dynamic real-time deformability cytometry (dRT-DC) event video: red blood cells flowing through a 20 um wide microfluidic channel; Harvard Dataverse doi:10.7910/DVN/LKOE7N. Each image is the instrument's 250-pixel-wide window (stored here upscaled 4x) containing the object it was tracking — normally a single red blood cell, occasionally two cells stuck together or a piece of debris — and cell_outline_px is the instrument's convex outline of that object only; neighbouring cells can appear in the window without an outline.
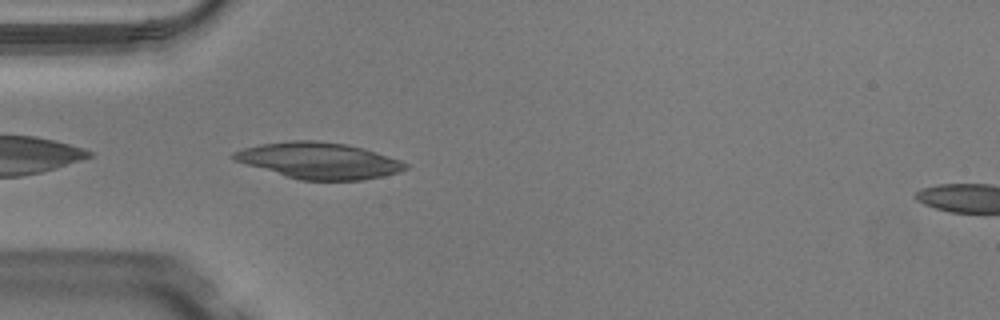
{"species": "Egyptian fruit bat (a non-hibernating species)", "species_latin": "Rousettus aegyptiacus", "temperature_condition": "warm", "stored_images_in_passage": 31, "camera_frame_rate_fps": 3000, "um_per_image_px": 0.085, "animal": {"sex": "male"}, "frame": {"image": 1, "passage_image": 2, "time_ms": 0.333, "image_size_px": [1000, 320], "cell_outline_px": [[408, 168], [400, 172], [360, 180], [300, 180], [232, 160], [232, 152], [244, 148], [260, 144], [288, 140], [316, 140], [348, 144], [364, 148], [400, 160], [408, 164]], "centroid_in_image_um": [27.1, 13.64], "position_along_channel_um": 57.9, "area_um2": 36.18}}
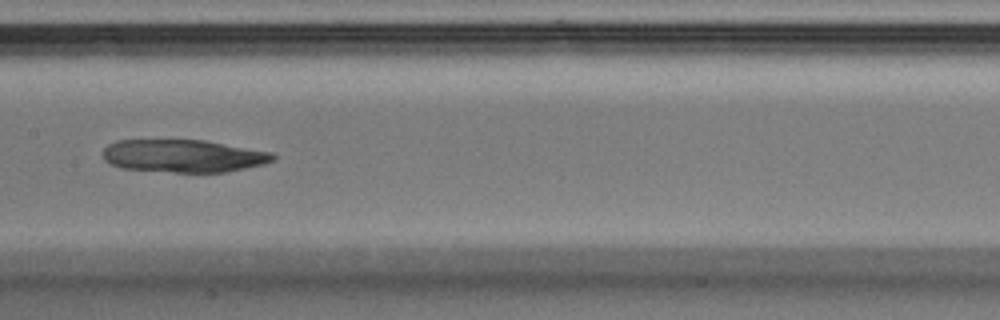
{"frame": {"image": 2, "passage_image": 12, "time_ms": 3.667, "image_size_px": [1000, 320], "cell_outline_px": [[276, 156], [272, 160], [264, 164], [224, 172], [176, 172], [120, 168], [104, 160], [104, 148], [108, 144], [116, 140], [204, 140], [272, 152]], "centroid_in_image_um": [15.57, 13.25], "position_along_channel_um": 191.8, "area_um2": 32.25}}
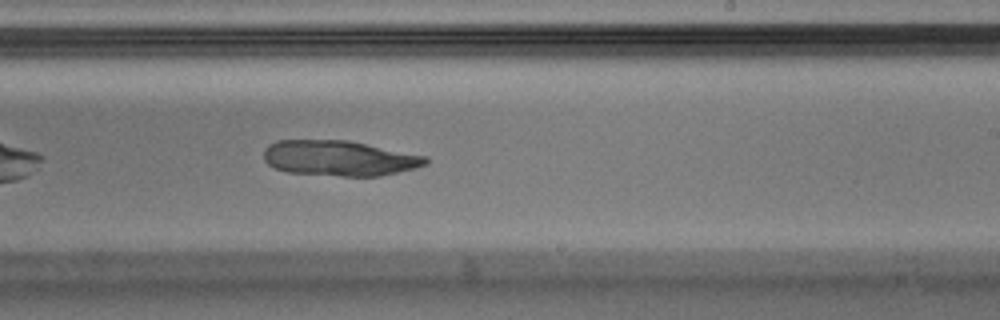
{"frame": {"image": 3, "passage_image": 17, "time_ms": 5.333, "image_size_px": [1000, 320], "cell_outline_px": [[428, 164], [380, 176], [344, 176], [288, 172], [276, 168], [268, 164], [264, 160], [264, 148], [268, 144], [276, 140], [348, 140], [428, 156]], "centroid_in_image_um": [28.82, 13.43], "position_along_channel_um": 260.2, "area_um2": 33.35}}